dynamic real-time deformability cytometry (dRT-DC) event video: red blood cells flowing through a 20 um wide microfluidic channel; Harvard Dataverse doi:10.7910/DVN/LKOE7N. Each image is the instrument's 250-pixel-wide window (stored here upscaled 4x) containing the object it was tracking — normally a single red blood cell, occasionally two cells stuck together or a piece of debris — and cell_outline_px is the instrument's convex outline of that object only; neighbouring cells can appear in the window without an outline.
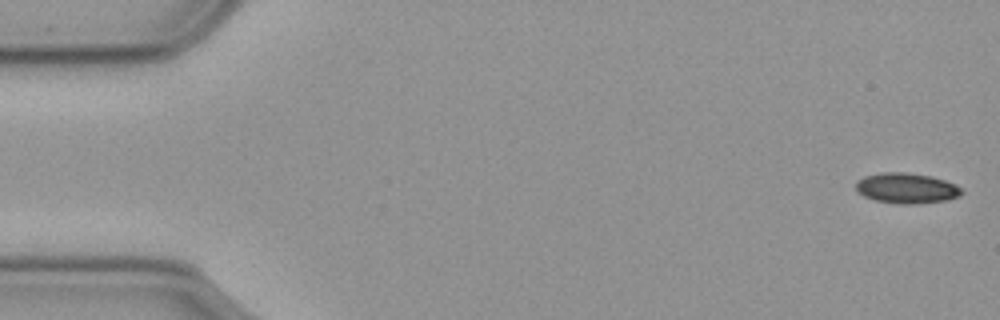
{"species": "common noctule bat (a hibernating species)", "species_latin": "Nyctalus noctula", "temperature_condition": "cold", "stored_images_in_passage": 57, "camera_frame_rate_fps": 3000, "um_per_image_px": 0.085, "animal": {"sex": "male", "body_mass_g": 23.1, "forearm_length_mm": 52.7}, "frame": {"image": 1, "passage_image": 1, "time_ms": 0.0, "image_size_px": [1000, 320], "cell_outline_px": [[964, 192], [960, 196], [944, 200], [912, 204], [900, 204], [876, 200], [864, 196], [856, 192], [856, 180], [864, 176], [880, 172], [908, 172], [932, 176], [956, 184]], "centroid_in_image_um": [77.03, 15.98], "position_along_channel_um": 8.0, "area_um2": 18.84}}
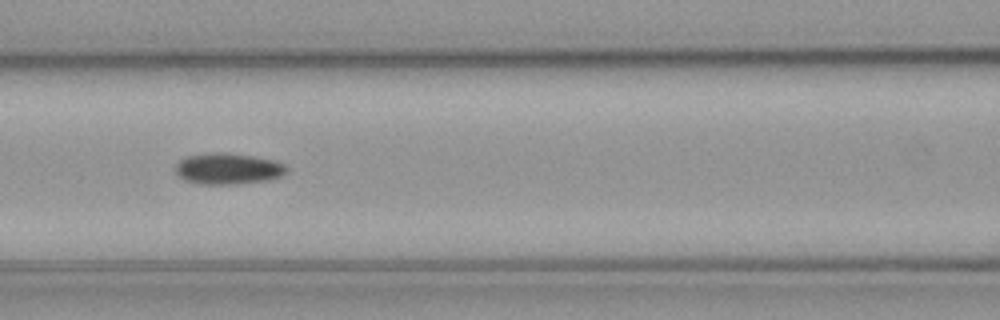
{"frame": {"image": 2, "passage_image": 24, "time_ms": 7.667, "image_size_px": [1000, 320], "cell_outline_px": [[288, 172], [280, 176], [268, 180], [236, 184], [200, 184], [184, 180], [176, 176], [176, 164], [180, 160], [188, 156], [212, 152], [228, 152], [276, 160], [284, 164], [288, 168]], "centroid_in_image_um": [19.39, 14.34], "position_along_channel_um": 147.2, "area_um2": 20.4}}
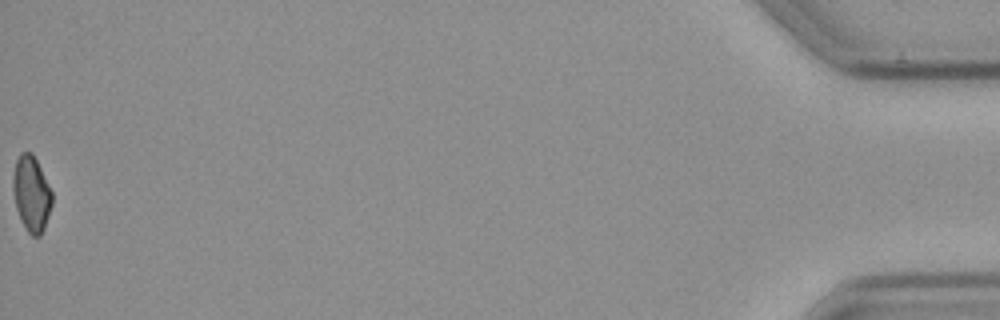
{"frame": {"image": 3, "passage_image": 57, "time_ms": 18.667, "image_size_px": [1000, 320], "cell_outline_px": [[52, 204], [44, 228], [40, 236], [32, 236], [28, 232], [20, 220], [16, 208], [12, 188], [12, 176], [16, 160], [20, 152], [32, 152], [52, 192]], "centroid_in_image_um": [2.65, 16.47], "position_along_channel_um": 432.6, "area_um2": 17.17}}